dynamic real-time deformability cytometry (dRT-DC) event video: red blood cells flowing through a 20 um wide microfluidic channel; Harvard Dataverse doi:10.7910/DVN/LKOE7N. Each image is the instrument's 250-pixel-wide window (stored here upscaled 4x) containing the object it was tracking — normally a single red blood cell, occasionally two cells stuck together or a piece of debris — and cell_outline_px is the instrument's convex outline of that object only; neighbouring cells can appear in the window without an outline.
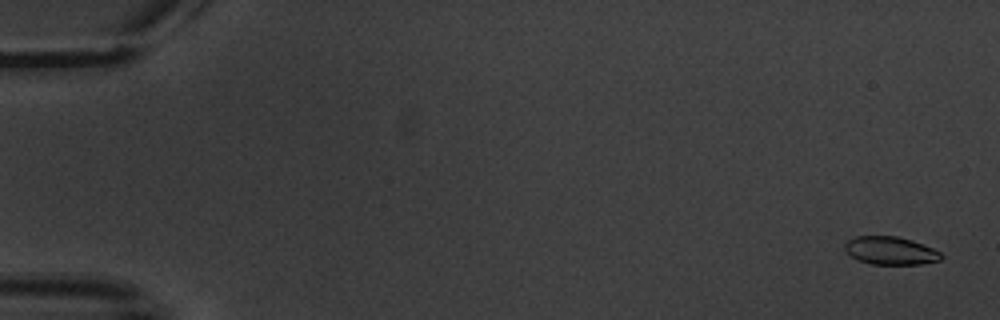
{"species": "common noctule bat (a hibernating species)", "species_latin": "Nyctalus noctula", "temperature_condition": "warm", "stored_images_in_passage": 5, "camera_frame_rate_fps": 3000, "um_per_image_px": 0.085, "animal": {"sex": "male", "body_mass_g": 20.1, "forearm_length_mm": 53.5}, "frame": {"image": 1, "passage_image": 1, "time_ms": 0.0, "image_size_px": [1000, 320], "cell_outline_px": [[944, 256], [940, 260], [920, 264], [872, 264], [860, 260], [852, 256], [844, 248], [844, 244], [848, 240], [856, 236], [896, 236], [912, 240], [932, 248], [940, 252]], "centroid_in_image_um": [75.71, 21.3], "position_along_channel_um": 9.3, "area_um2": 15.55}}
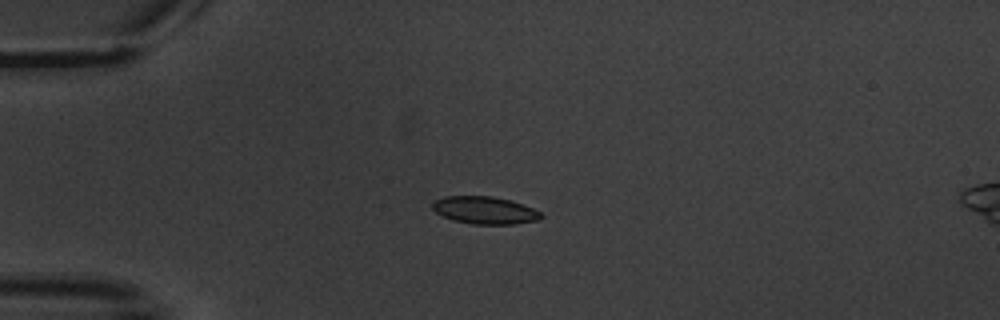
{"frame": {"image": 2, "passage_image": 5, "time_ms": 4.667, "image_size_px": [1000, 320], "cell_outline_px": [[544, 216], [536, 220], [512, 224], [472, 224], [452, 220], [436, 212], [432, 208], [432, 204], [436, 200], [444, 196], [492, 196], [512, 200], [532, 208], [540, 212]], "centroid_in_image_um": [41.19, 17.86], "position_along_channel_um": 43.8, "area_um2": 17.28}}